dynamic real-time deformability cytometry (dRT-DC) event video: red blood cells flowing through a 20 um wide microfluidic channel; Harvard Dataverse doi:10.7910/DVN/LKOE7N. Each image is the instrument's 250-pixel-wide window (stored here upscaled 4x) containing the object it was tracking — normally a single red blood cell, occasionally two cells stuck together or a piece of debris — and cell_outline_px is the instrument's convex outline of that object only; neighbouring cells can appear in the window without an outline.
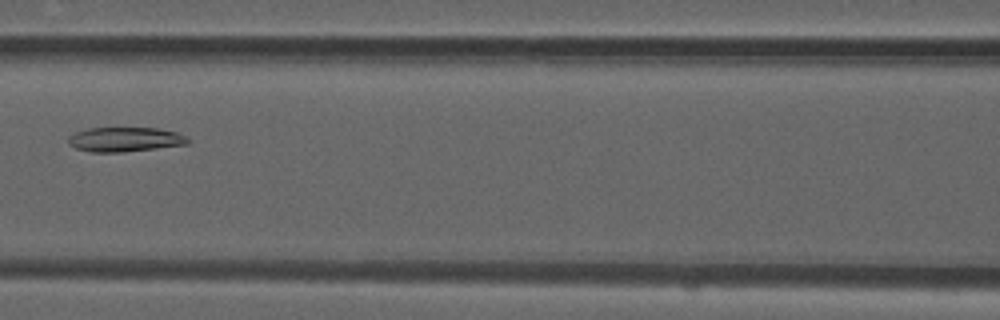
{"species": "common noctule bat (a hibernating species)", "species_latin": "Nyctalus noctula", "temperature_condition": "room temperature", "stored_images_in_passage": 6, "camera_frame_rate_fps": 3000, "um_per_image_px": 0.085, "animal": {"sex": "male", "forearm_length_mm": 52.5}, "frame": {"image": 1, "passage_image": 6, "time_ms": 1.667, "image_size_px": [1000, 320], "cell_outline_px": [[192, 140], [188, 144], [124, 152], [92, 152], [76, 148], [68, 144], [68, 136], [76, 132], [88, 128], [156, 128], [176, 132]], "centroid_in_image_um": [10.61, 11.85], "position_along_channel_um": 156.0, "area_um2": 17.05}}